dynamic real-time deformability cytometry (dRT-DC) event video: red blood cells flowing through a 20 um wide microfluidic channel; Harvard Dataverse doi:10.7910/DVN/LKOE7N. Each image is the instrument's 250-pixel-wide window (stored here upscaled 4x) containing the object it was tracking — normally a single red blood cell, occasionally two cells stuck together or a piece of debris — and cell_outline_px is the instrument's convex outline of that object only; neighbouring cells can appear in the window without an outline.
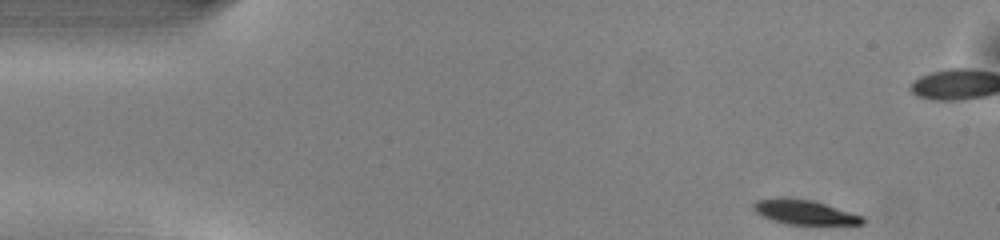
{"species": "common noctule bat (a hibernating species)", "species_latin": "Nyctalus noctula", "temperature_condition": "warm", "stored_images_in_passage": 48, "camera_frame_rate_fps": 3000, "um_per_image_px": 0.085, "animal": {"sex": "male", "body_mass_g": 13.0, "forearm_length_mm": 53.1}, "frame": {"image": 1, "passage_image": 1, "time_ms": 0.0, "image_size_px": [1000, 240], "cell_outline_px": [[864, 224], [788, 224], [772, 220], [756, 212], [752, 208], [752, 204], [756, 200], [812, 200], [864, 216]], "centroid_in_image_um": [68.44, 18.07], "position_along_channel_um": 16.6, "area_um2": 14.8}}
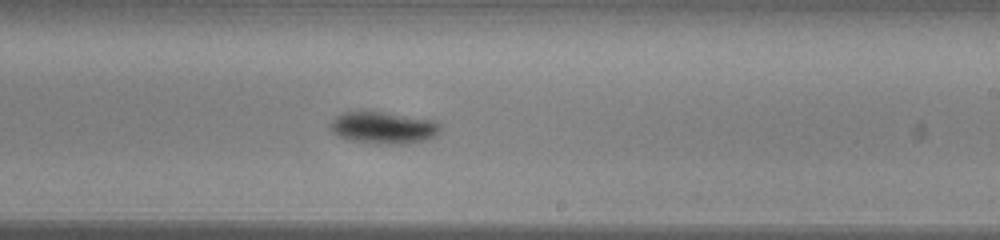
{"frame": {"image": 2, "passage_image": 26, "time_ms": 8.333, "image_size_px": [1000, 240], "cell_outline_px": [[440, 128], [436, 136], [424, 140], [404, 144], [388, 144], [352, 140], [340, 136], [332, 132], [328, 124], [340, 112], [360, 108], [372, 108], [432, 120], [440, 124]], "centroid_in_image_um": [32.52, 10.77], "position_along_channel_um": 256.5, "area_um2": 21.33}}
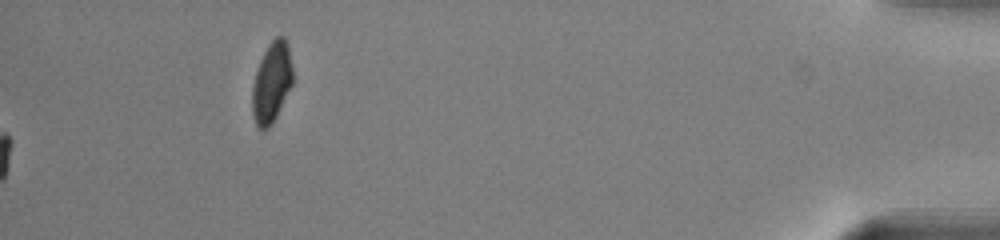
{"frame": {"image": 3, "passage_image": 48, "time_ms": 15.667, "image_size_px": [1000, 240], "cell_outline_px": [[292, 84], [272, 124], [264, 132], [256, 124], [252, 116], [252, 84], [260, 60], [268, 44], [276, 36], [284, 36], [288, 44], [292, 68]], "centroid_in_image_um": [23.08, 7.01], "position_along_channel_um": 412.1, "area_um2": 18.96}, "authors_computed_cell_mechanics": {"area_um2": 18.3515, "velocity_mm_per_s": 4.0474, "shape_relaxation_time_tau1_ms": 1.941, "shape_relaxation_time_tau2_ms": null, "deformation_change_tau1": 0.0954, "deformation_change_tau2": null}}